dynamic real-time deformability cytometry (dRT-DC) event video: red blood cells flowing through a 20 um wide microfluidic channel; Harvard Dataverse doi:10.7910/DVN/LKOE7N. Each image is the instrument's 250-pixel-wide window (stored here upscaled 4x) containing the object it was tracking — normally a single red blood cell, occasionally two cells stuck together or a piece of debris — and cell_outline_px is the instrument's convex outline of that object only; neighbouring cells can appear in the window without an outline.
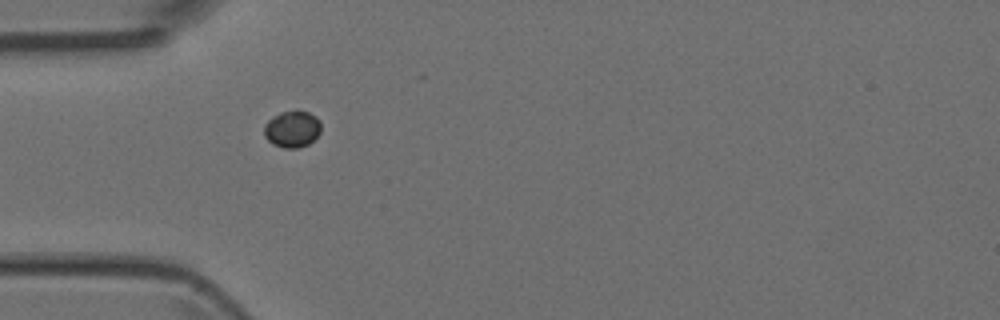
{"species": "Egyptian fruit bat (a non-hibernating species)", "species_latin": "Rousettus aegyptiacus", "temperature_condition": "room temperature", "stored_images_in_passage": 27, "camera_frame_rate_fps": 3000, "um_per_image_px": 0.085, "animal": {"sex": "female"}, "frame": {"image": 1, "passage_image": 1, "time_ms": 0.0, "image_size_px": [1000, 320], "cell_outline_px": [[320, 132], [308, 144], [296, 148], [284, 148], [272, 144], [264, 136], [264, 124], [272, 116], [280, 112], [308, 112], [316, 116], [320, 120]], "centroid_in_image_um": [24.81, 10.98], "position_along_channel_um": 60.2, "area_um2": 12.02}}
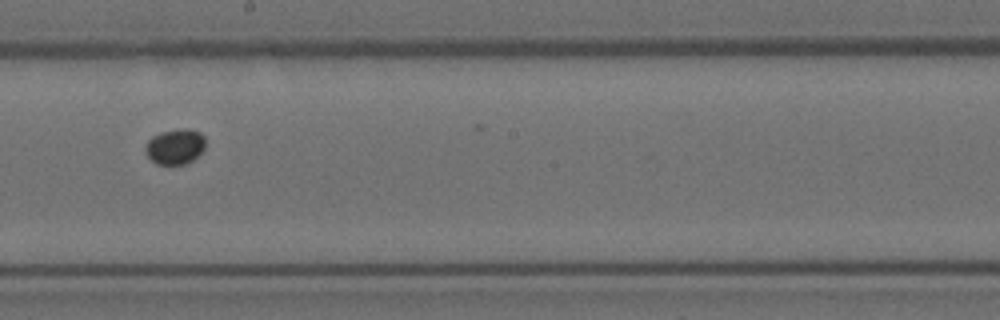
{"frame": {"image": 2, "passage_image": 14, "time_ms": 4.333, "image_size_px": [1000, 320], "cell_outline_px": [[204, 148], [192, 160], [184, 164], [156, 164], [144, 152], [144, 148], [148, 140], [152, 136], [160, 132], [176, 128], [188, 128], [200, 132], [204, 136]], "centroid_in_image_um": [14.86, 12.43], "position_along_channel_um": 233.3, "area_um2": 12.43}}
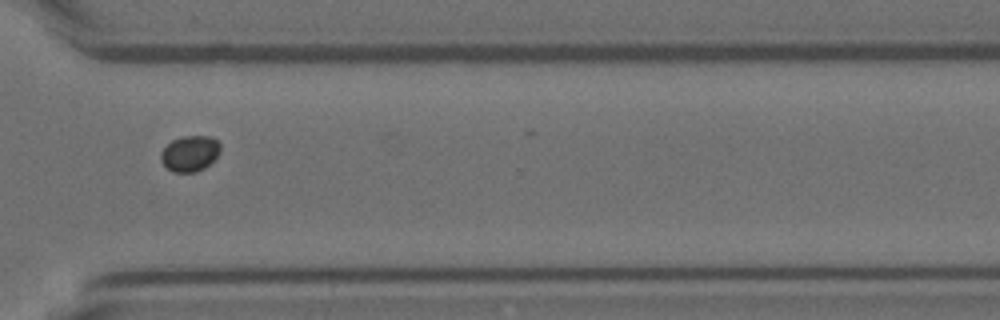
{"frame": {"image": 3, "passage_image": 23, "time_ms": 7.333, "image_size_px": [1000, 320], "cell_outline_px": [[220, 152], [204, 168], [196, 172], [172, 172], [160, 160], [160, 152], [172, 140], [180, 136], [212, 136], [220, 144]], "centroid_in_image_um": [16.13, 13.03], "position_along_channel_um": 354.5, "area_um2": 12.37}}